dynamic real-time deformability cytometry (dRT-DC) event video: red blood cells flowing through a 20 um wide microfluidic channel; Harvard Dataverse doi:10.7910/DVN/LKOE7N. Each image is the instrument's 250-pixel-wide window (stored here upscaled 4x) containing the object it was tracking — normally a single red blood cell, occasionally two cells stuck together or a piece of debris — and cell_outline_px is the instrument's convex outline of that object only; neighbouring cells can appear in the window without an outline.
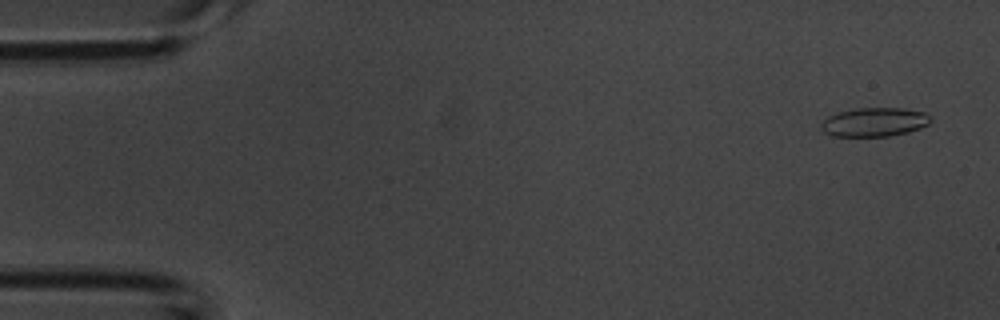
{"species": "common noctule bat (a hibernating species)", "species_latin": "Nyctalus noctula", "temperature_condition": "room temperature", "stored_images_in_passage": 50, "camera_frame_rate_fps": 3000, "um_per_image_px": 0.085, "animal": {"sex": "male", "body_mass_g": 20.1, "forearm_length_mm": 53.5}, "frame": {"image": 1, "passage_image": 3, "time_ms": 0.667, "image_size_px": [1000, 320], "cell_outline_px": [[932, 120], [928, 124], [920, 128], [908, 132], [888, 136], [832, 136], [824, 132], [820, 128], [820, 124], [828, 116], [840, 112], [856, 108], [904, 108], [924, 112]], "centroid_in_image_um": [74.31, 10.38], "position_along_channel_um": 10.7, "area_um2": 18.38}}
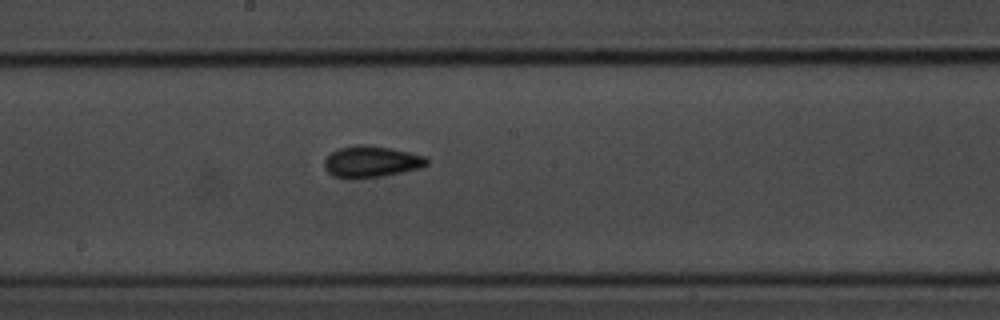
{"frame": {"image": 2, "passage_image": 29, "time_ms": 9.333, "image_size_px": [1000, 320], "cell_outline_px": [[428, 164], [420, 168], [380, 176], [348, 180], [332, 176], [324, 168], [324, 160], [332, 152], [340, 148], [356, 144], [368, 144], [392, 148], [428, 156]], "centroid_in_image_um": [31.55, 13.74], "position_along_channel_um": 216.7, "area_um2": 19.07}}
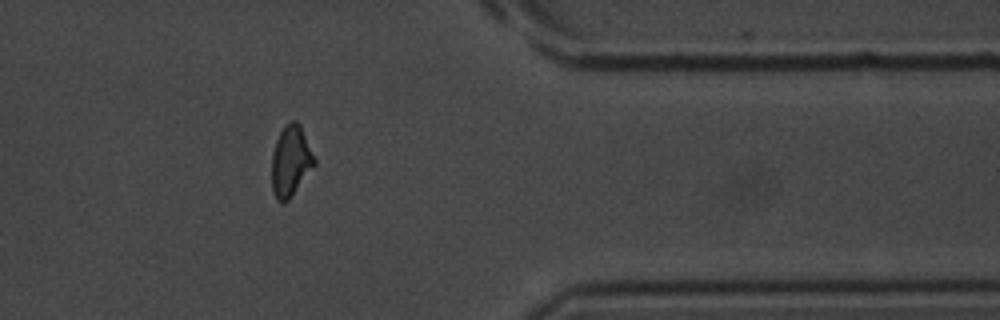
{"frame": {"image": 3, "passage_image": 44, "time_ms": 14.333, "image_size_px": [1000, 320], "cell_outline_px": [[316, 164], [288, 200], [284, 204], [280, 204], [276, 200], [272, 192], [272, 152], [276, 140], [284, 124], [292, 120], [296, 120], [300, 124], [316, 160]], "centroid_in_image_um": [24.69, 13.7], "position_along_channel_um": 386.7, "area_um2": 17.74}, "authors_computed_cell_mechanics": {"area_um2": 17.9469, "velocity_mm_per_s": 3.754, "shape_relaxation_time_tau1_ms": 3.1216, "shape_relaxation_time_tau2_ms": 2.6402, "deformation_change_tau1": 0.1129, "deformation_change_tau2": 0.0699}}